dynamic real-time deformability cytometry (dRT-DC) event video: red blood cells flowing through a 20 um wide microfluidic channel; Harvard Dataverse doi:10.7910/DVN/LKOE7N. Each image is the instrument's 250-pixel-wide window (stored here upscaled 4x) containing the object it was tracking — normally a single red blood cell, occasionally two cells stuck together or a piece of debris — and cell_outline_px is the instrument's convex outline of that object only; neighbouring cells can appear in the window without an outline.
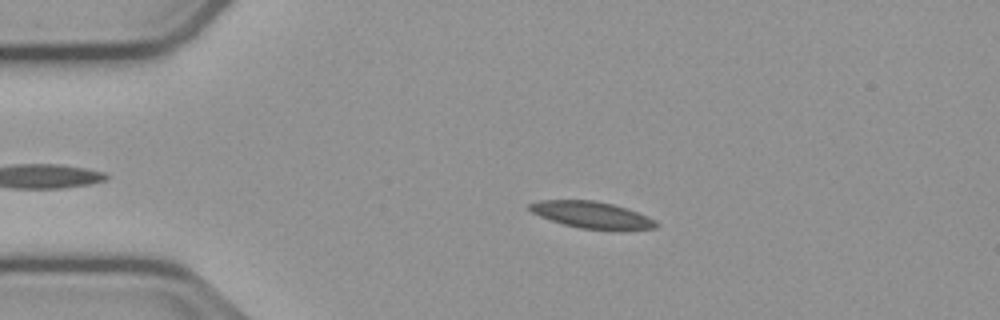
{"species": "common noctule bat (a hibernating species)", "species_latin": "Nyctalus noctula", "temperature_condition": "cold", "stored_images_in_passage": 48, "camera_frame_rate_fps": 3000, "um_per_image_px": 0.085, "animal": {"sex": "male", "body_mass_g": 23.1, "forearm_length_mm": 52.7}, "frame": {"image": 1, "passage_image": 11, "time_ms": 3.333, "image_size_px": [1000, 320], "cell_outline_px": [[660, 224], [656, 228], [580, 228], [564, 224], [540, 216], [532, 212], [528, 208], [528, 204], [540, 200], [592, 200], [612, 204], [648, 216], [656, 220]], "centroid_in_image_um": [50.25, 18.23], "position_along_channel_um": 34.7, "area_um2": 18.96}}
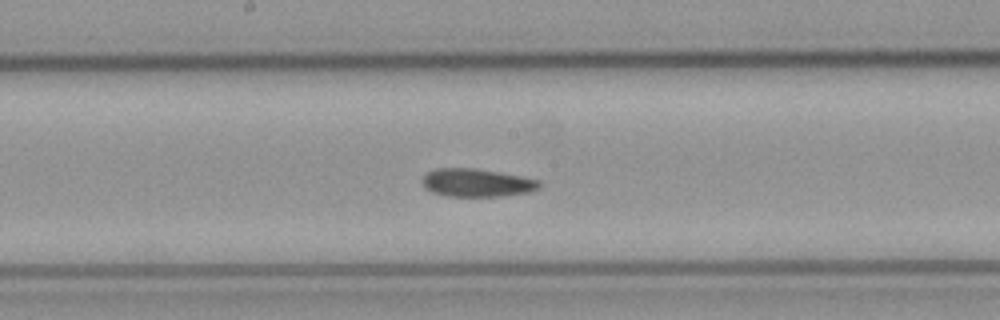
{"frame": {"image": 2, "passage_image": 28, "time_ms": 9.0, "image_size_px": [1000, 320], "cell_outline_px": [[540, 184], [536, 188], [528, 192], [500, 196], [444, 196], [432, 192], [424, 188], [420, 180], [428, 172], [436, 168], [476, 168], [520, 176], [540, 180]], "centroid_in_image_um": [40.45, 15.53], "position_along_channel_um": 207.7, "area_um2": 19.07}}
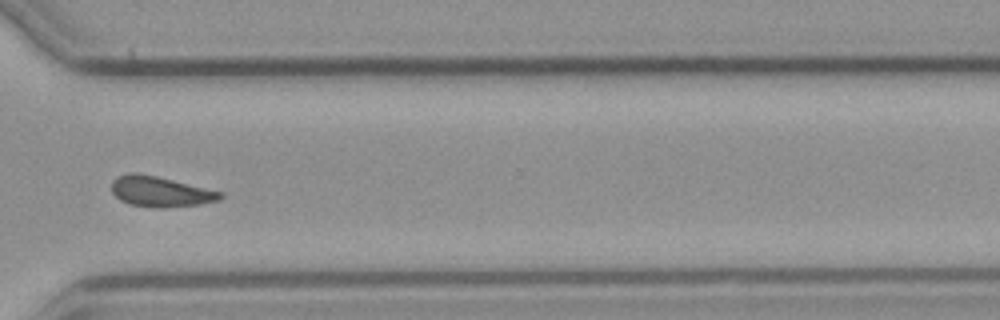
{"frame": {"image": 3, "passage_image": 40, "time_ms": 13.0, "image_size_px": [1000, 320], "cell_outline_px": [[224, 196], [220, 200], [200, 204], [164, 208], [152, 208], [132, 204], [120, 200], [112, 192], [112, 180], [116, 176], [128, 172], [140, 172], [224, 192]], "centroid_in_image_um": [13.63, 16.27], "position_along_channel_um": 357.0, "area_um2": 19.54}, "authors_computed_cell_mechanics": {"area_um2": 19.2763, "velocity_mm_per_s": 3.7414, "shape_relaxation_time_tau1_ms": 5.4668, "shape_relaxation_time_tau2_ms": 6.1852, "deformation_change_tau1": 0.1121, "deformation_change_tau2": 0.1308}}